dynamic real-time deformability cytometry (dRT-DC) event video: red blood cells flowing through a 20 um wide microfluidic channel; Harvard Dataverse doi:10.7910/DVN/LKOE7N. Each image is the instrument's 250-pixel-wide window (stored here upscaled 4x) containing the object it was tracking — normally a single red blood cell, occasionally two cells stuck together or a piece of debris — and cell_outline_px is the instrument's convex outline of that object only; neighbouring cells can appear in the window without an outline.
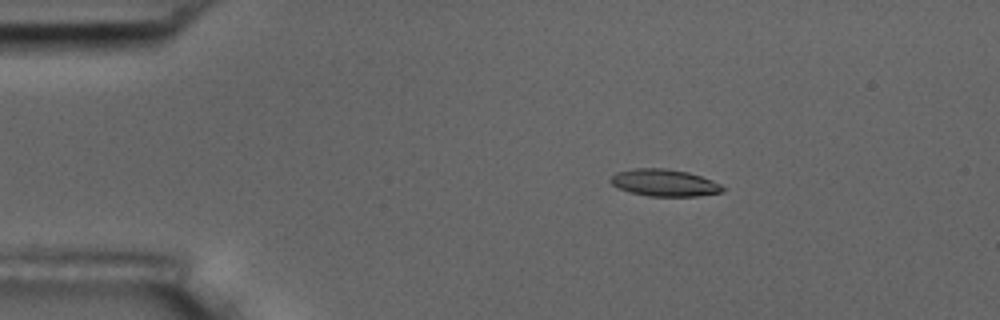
{"species": "common noctule bat (a hibernating species)", "species_latin": "Nyctalus noctula", "temperature_condition": "room temperature", "stored_images_in_passage": 4, "camera_frame_rate_fps": 3000, "um_per_image_px": 0.085, "animal": {"sex": "male", "body_mass_g": 17.5, "forearm_length_mm": 52.3}, "frame": {"image": 1, "passage_image": 2, "time_ms": 0.333, "image_size_px": [1000, 320], "cell_outline_px": [[728, 188], [724, 192], [696, 196], [648, 196], [632, 192], [620, 188], [612, 184], [608, 180], [616, 172], [632, 168], [664, 168], [688, 172], [712, 180]], "centroid_in_image_um": [56.5, 15.53], "position_along_channel_um": 28.5, "area_um2": 17.69}}